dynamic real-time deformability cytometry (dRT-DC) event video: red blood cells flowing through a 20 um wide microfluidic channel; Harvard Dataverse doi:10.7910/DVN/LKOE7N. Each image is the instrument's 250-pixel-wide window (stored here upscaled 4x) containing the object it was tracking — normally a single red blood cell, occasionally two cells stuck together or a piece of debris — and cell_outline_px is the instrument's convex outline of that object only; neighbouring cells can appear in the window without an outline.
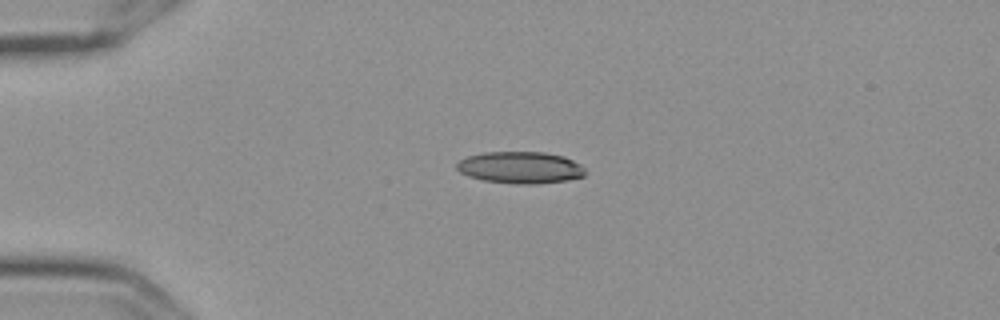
{"species": "Egyptian fruit bat (a non-hibernating species)", "species_latin": "Rousettus aegyptiacus", "temperature_condition": "cold", "stored_images_in_passage": 5, "camera_frame_rate_fps": 3000, "um_per_image_px": 0.085, "frame": {"image": 1, "passage_image": 4, "time_ms": 1.0, "image_size_px": [1000, 320], "cell_outline_px": [[584, 176], [564, 180], [536, 184], [520, 184], [484, 180], [468, 176], [460, 172], [456, 168], [456, 164], [460, 160], [468, 156], [484, 152], [544, 152], [564, 156], [580, 164], [584, 168]], "centroid_in_image_um": [44.21, 14.23], "position_along_channel_um": 40.8, "area_um2": 23.64}}